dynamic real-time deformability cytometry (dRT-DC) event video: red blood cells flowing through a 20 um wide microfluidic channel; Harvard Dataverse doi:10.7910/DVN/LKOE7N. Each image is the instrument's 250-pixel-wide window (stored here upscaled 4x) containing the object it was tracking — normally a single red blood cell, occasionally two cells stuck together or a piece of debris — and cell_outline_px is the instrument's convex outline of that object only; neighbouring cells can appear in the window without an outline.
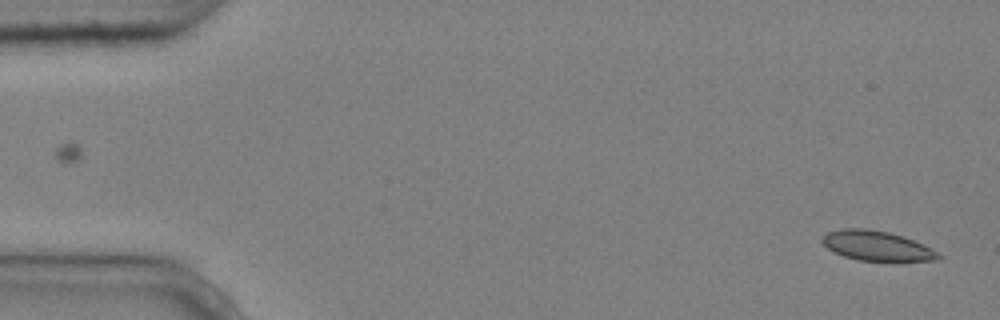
{"species": "common noctule bat (a hibernating species)", "species_latin": "Nyctalus noctula", "temperature_condition": "cold", "stored_images_in_passage": 5, "camera_frame_rate_fps": 3000, "um_per_image_px": 0.085, "animal": {"sex": "male", "body_mass_g": 20.4}, "frame": {"image": 1, "passage_image": 5, "time_ms": 1.333, "image_size_px": [1000, 320], "cell_outline_px": [[944, 256], [940, 260], [896, 264], [860, 260], [844, 256], [832, 252], [820, 240], [828, 232], [840, 228], [864, 228], [888, 232], [924, 244], [932, 248]], "centroid_in_image_um": [74.63, 20.96], "position_along_channel_um": 10.4, "area_um2": 21.1}}